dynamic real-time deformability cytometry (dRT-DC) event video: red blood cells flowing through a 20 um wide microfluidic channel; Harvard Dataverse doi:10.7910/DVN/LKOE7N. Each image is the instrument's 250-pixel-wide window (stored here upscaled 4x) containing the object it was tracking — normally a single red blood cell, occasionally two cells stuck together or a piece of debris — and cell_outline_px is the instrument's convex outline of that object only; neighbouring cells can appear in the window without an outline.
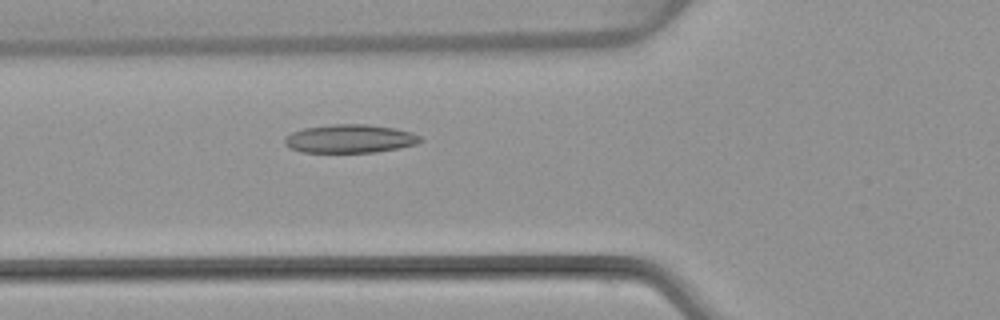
{"species": "common noctule bat (a hibernating species)", "species_latin": "Nyctalus noctula", "temperature_condition": "warm", "stored_images_in_passage": 51, "camera_frame_rate_fps": 3000, "um_per_image_px": 0.085, "animal": {"sex": "female", "body_mass_g": 22.7, "forearm_length_mm": 54.2}, "frame": {"image": 1, "passage_image": 19, "time_ms": 6.0, "image_size_px": [1000, 320], "cell_outline_px": [[424, 140], [416, 144], [400, 148], [376, 152], [300, 152], [288, 148], [284, 144], [284, 136], [292, 132], [304, 128], [336, 124], [364, 124], [396, 128], [412, 132], [420, 136]], "centroid_in_image_um": [29.74, 11.79], "position_along_channel_um": 96.1, "area_um2": 22.66}}
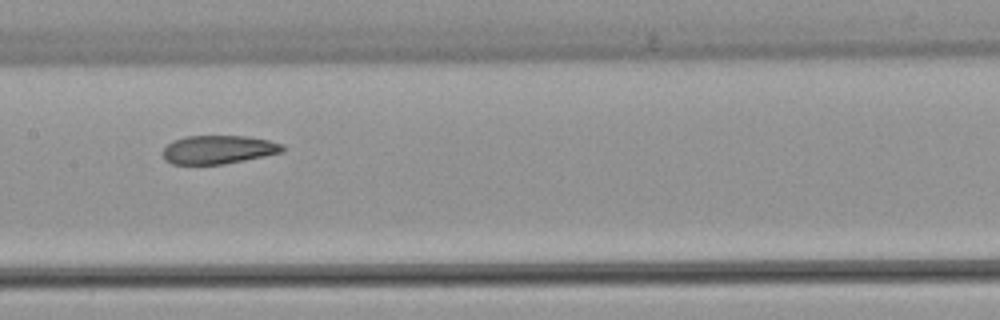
{"frame": {"image": 2, "passage_image": 26, "time_ms": 8.333, "image_size_px": [1000, 320], "cell_outline_px": [[284, 152], [224, 164], [172, 164], [164, 160], [164, 148], [172, 140], [188, 136], [244, 136], [268, 140], [284, 144]], "centroid_in_image_um": [18.57, 12.72], "position_along_channel_um": 188.8, "area_um2": 19.83}}
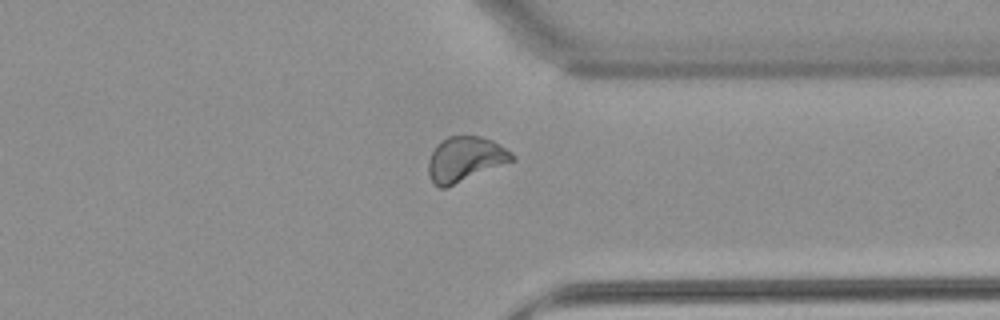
{"frame": {"image": 3, "passage_image": 40, "time_ms": 13.0, "image_size_px": [1000, 320], "cell_outline_px": [[516, 160], [444, 188], [440, 188], [432, 184], [428, 172], [428, 160], [436, 144], [448, 136], [480, 136], [492, 140], [512, 152], [516, 156]], "centroid_in_image_um": [39.53, 13.52], "position_along_channel_um": 371.9, "area_um2": 21.96}, "authors_computed_cell_mechanics": {"area_um2": 21.7328, "velocity_mm_per_s": 3.9609, "shape_relaxation_time_tau1_ms": null, "shape_relaxation_time_tau2_ms": 1.8001, "deformation_change_tau1": null, "deformation_change_tau2": 0.0762}}